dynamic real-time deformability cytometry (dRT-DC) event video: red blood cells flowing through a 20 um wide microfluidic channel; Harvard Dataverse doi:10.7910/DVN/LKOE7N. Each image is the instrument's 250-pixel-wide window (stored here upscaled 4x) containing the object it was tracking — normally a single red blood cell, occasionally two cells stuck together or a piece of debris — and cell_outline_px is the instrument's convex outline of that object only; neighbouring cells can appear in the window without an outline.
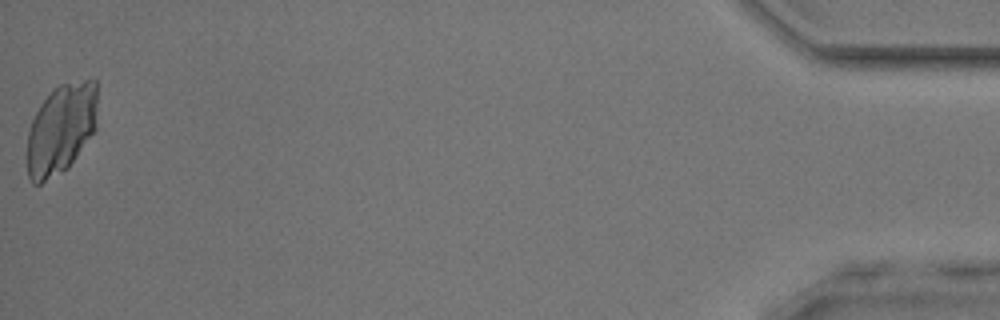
{"species": "common noctule bat (a hibernating species)", "species_latin": "Nyctalus noctula", "temperature_condition": "room temperature", "stored_images_in_passage": 45, "camera_frame_rate_fps": 3000, "um_per_image_px": 0.085, "animal": {"sex": "male", "body_mass_g": 17.9, "forearm_length_mm": 54.2}, "frame": {"image": 1, "passage_image": 45, "time_ms": 14.667, "image_size_px": [1000, 320], "cell_outline_px": [[96, 128], [68, 168], [40, 184], [32, 184], [28, 176], [28, 132], [32, 120], [40, 104], [60, 84], [84, 80], [96, 80]], "centroid_in_image_um": [5.18, 10.98], "position_along_channel_um": 430.0, "area_um2": 36.53}}